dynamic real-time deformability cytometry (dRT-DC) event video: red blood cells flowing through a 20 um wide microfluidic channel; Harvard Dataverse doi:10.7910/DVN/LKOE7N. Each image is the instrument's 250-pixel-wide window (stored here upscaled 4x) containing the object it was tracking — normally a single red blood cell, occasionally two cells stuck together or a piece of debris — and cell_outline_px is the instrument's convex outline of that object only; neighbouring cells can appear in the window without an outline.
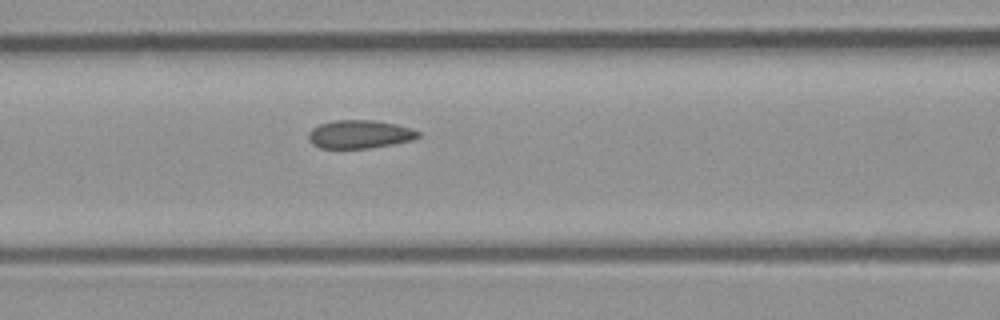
{"species": "common noctule bat (a hibernating species)", "species_latin": "Nyctalus noctula", "temperature_condition": "room temperature", "stored_images_in_passage": 7, "camera_frame_rate_fps": 3000, "um_per_image_px": 0.085, "animal": {"sex": "male", "body_mass_g": 23.1, "forearm_length_mm": 52.7}, "frame": {"image": 1, "passage_image": 7, "time_ms": 2.0, "image_size_px": [1000, 320], "cell_outline_px": [[420, 136], [412, 140], [392, 144], [368, 148], [320, 148], [312, 144], [308, 140], [308, 132], [312, 128], [320, 124], [332, 120], [376, 120], [396, 124], [412, 128], [420, 132]], "centroid_in_image_um": [30.56, 11.4], "position_along_channel_um": 136.0, "area_um2": 18.21}}